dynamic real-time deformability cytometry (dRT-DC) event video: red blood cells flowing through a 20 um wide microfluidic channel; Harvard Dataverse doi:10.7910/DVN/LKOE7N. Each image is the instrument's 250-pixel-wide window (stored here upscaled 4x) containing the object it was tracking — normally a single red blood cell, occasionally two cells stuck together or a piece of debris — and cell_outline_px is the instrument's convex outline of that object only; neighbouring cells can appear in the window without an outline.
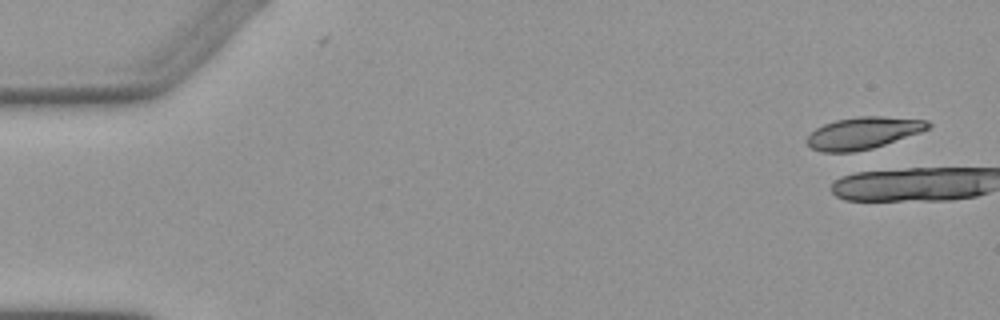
{"species": "Egyptian fruit bat (a non-hibernating species)", "species_latin": "Rousettus aegyptiacus", "temperature_condition": "warm", "stored_images_in_passage": 6, "camera_frame_rate_fps": 3000, "um_per_image_px": 0.085, "animal": {"sex": "female"}, "frame": {"image": 1, "passage_image": 1, "time_ms": 0.0, "image_size_px": [1000, 320], "cell_outline_px": [[932, 124], [928, 128], [920, 132], [872, 148], [852, 152], [820, 152], [812, 148], [804, 140], [816, 128], [824, 124], [836, 120], [856, 116], [884, 116], [928, 120]], "centroid_in_image_um": [73.35, 11.29], "position_along_channel_um": 11.7, "area_um2": 22.48}}
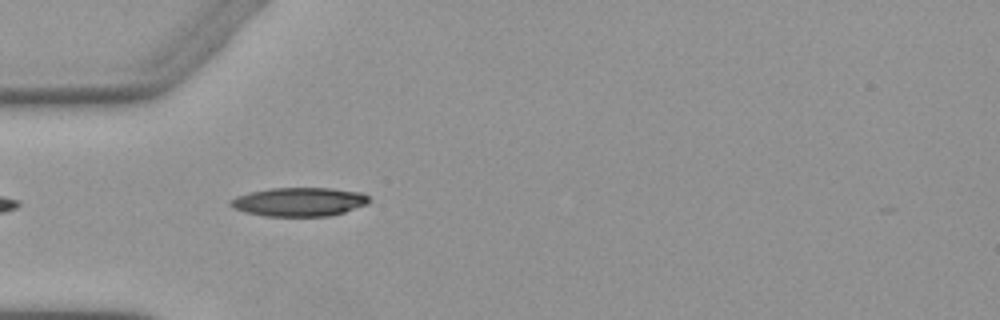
{"frame": {"image": 2, "passage_image": 5, "time_ms": 5.667, "image_size_px": [1000, 320], "cell_outline_px": [[368, 204], [344, 212], [328, 216], [264, 216], [244, 212], [232, 208], [228, 204], [228, 200], [236, 196], [248, 192], [272, 188], [332, 188], [360, 192], [368, 196]], "centroid_in_image_um": [25.37, 17.16], "position_along_channel_um": 59.6, "area_um2": 23.41}}